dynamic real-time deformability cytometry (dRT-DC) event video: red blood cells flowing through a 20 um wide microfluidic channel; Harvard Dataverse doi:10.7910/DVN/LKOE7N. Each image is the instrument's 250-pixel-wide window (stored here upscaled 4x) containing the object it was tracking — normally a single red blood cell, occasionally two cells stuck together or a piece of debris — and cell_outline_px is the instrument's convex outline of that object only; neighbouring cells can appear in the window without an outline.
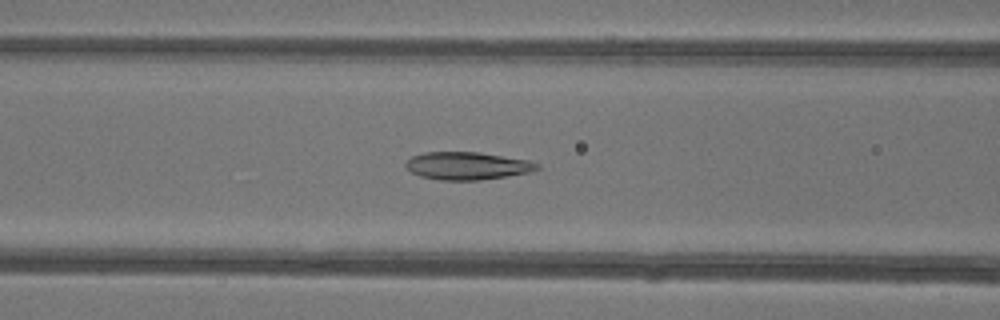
{"species": "common noctule bat (a hibernating species)", "species_latin": "Nyctalus noctula", "temperature_condition": "warm", "stored_images_in_passage": 50, "camera_frame_rate_fps": 3000, "um_per_image_px": 0.085, "animal": {"sex": "female"}, "frame": {"image": 1, "passage_image": 22, "time_ms": 7.0, "image_size_px": [1000, 320], "cell_outline_px": [[540, 168], [532, 172], [508, 176], [480, 180], [440, 180], [420, 176], [412, 172], [404, 164], [412, 156], [424, 152], [480, 152], [528, 160], [540, 164]], "centroid_in_image_um": [39.75, 14.09], "position_along_channel_um": 126.8, "area_um2": 21.27}}
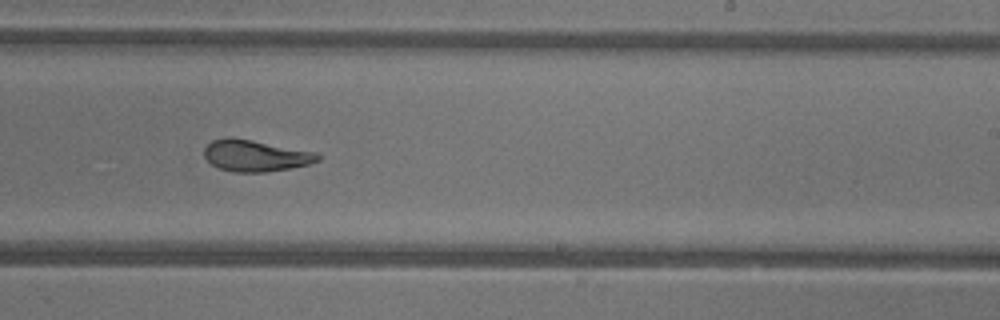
{"frame": {"image": 2, "passage_image": 32, "time_ms": 10.333, "image_size_px": [1000, 320], "cell_outline_px": [[320, 160], [308, 164], [268, 172], [232, 172], [220, 168], [212, 164], [204, 156], [204, 148], [212, 140], [252, 140], [316, 152], [320, 156]], "centroid_in_image_um": [21.75, 13.27], "position_along_channel_um": 267.2, "area_um2": 20.17}}
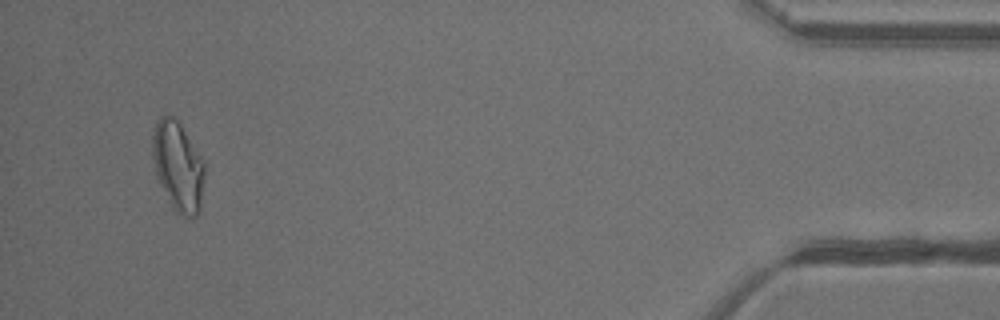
{"frame": {"image": 3, "passage_image": 48, "time_ms": 15.667, "image_size_px": [1000, 320], "cell_outline_px": [[204, 180], [200, 212], [192, 220], [172, 212], [156, 180], [152, 156], [152, 128], [156, 120], [160, 116], [172, 116], [180, 124], [204, 160]], "centroid_in_image_um": [15.1, 14.22], "position_along_channel_um": 420.1, "area_um2": 28.26}, "authors_computed_cell_mechanics": {"area_um2": 22.9466, "velocity_mm_per_s": 4.2162, "shape_relaxation_time_tau1_ms": 5.911, "shape_relaxation_time_tau2_ms": 1.3923, "deformation_change_tau1": 0.2069, "deformation_change_tau2": 0.0777}}